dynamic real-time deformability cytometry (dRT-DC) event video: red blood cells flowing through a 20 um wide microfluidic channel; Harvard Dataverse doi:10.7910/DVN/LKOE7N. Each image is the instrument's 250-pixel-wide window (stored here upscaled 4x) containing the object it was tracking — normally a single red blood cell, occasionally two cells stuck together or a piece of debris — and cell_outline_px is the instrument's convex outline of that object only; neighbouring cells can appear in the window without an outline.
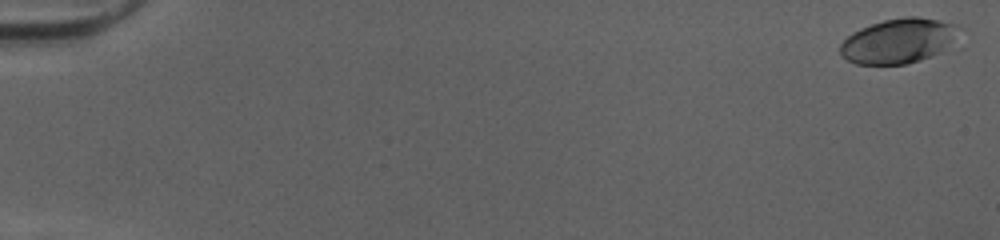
{"species": "human", "species_latin": "Homo sapiens", "temperature_condition": "cold", "stored_images_in_passage": 52, "camera_frame_rate_fps": 3000, "um_per_image_px": 0.085, "donor": {"sex": "female"}, "frame": {"image": 1, "passage_image": 1, "time_ms": 0.0, "image_size_px": [1000, 240], "cell_outline_px": [[964, 48], [920, 60], [904, 64], [856, 64], [840, 56], [840, 44], [852, 32], [860, 28], [884, 20], [904, 16], [916, 16], [960, 24], [964, 28]], "centroid_in_image_um": [76.68, 3.48], "position_along_channel_um": 8.3, "area_um2": 33.18}}
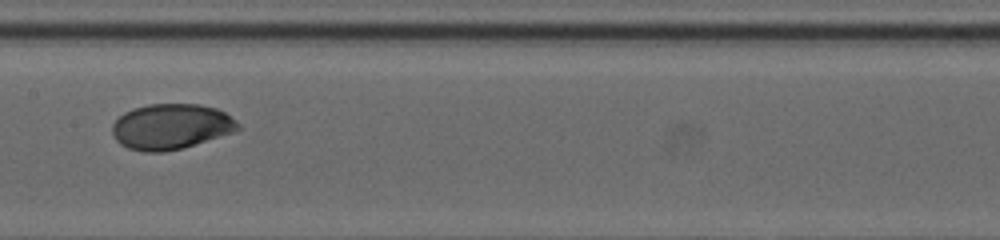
{"frame": {"image": 2, "passage_image": 28, "time_ms": 9.0, "image_size_px": [1000, 240], "cell_outline_px": [[244, 128], [184, 148], [164, 152], [144, 152], [128, 148], [120, 144], [116, 140], [112, 132], [112, 124], [124, 112], [132, 108], [148, 104], [200, 104], [216, 108], [224, 112], [236, 120]], "centroid_in_image_um": [14.54, 10.76], "position_along_channel_um": 192.9, "area_um2": 33.52}}
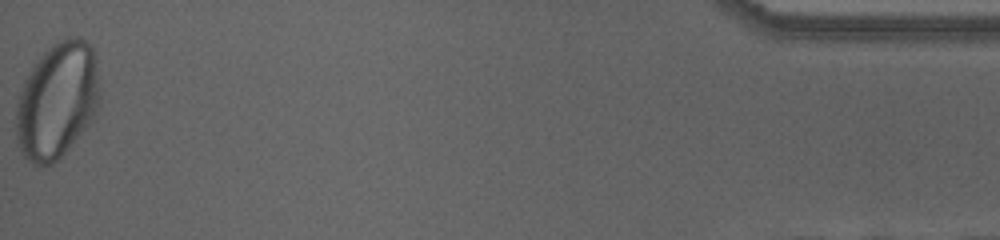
{"frame": {"image": 3, "passage_image": 52, "time_ms": 17.0, "image_size_px": [1000, 240], "cell_outline_px": [[100, 100], [96, 112], [92, 120], [60, 160], [52, 164], [32, 164], [24, 156], [16, 140], [16, 104], [24, 80], [40, 56], [48, 48], [60, 40], [68, 36], [76, 36], [84, 40], [92, 48], [96, 60], [100, 96]], "centroid_in_image_um": [4.87, 8.57], "position_along_channel_um": 430.3, "area_um2": 56.82}, "authors_computed_cell_mechanics": {"area_um2": 32.8015, "velocity_mm_per_s": 4.0402, "shape_relaxation_time_tau1_ms": 3.6215, "shape_relaxation_time_tau2_ms": null, "deformation_change_tau1": 0.1591, "deformation_change_tau2": null}}